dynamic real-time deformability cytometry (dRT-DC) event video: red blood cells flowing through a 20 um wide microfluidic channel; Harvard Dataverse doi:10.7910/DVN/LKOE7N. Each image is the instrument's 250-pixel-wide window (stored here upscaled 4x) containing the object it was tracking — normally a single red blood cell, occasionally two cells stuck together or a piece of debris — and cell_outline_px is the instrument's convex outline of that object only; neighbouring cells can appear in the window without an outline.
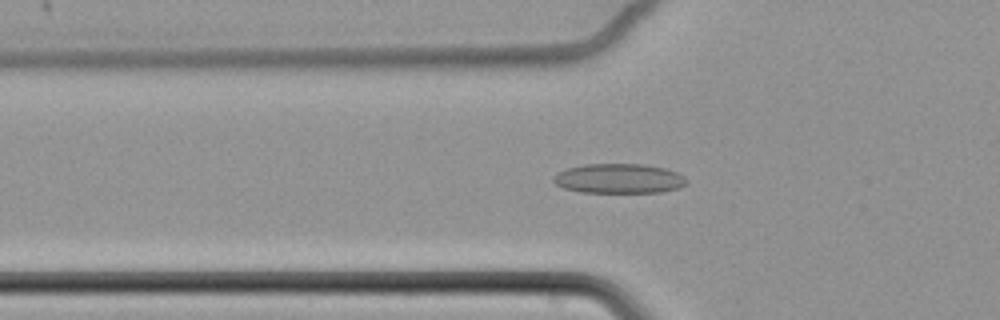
{"species": "common noctule bat (a hibernating species)", "species_latin": "Nyctalus noctula", "temperature_condition": "cold", "stored_images_in_passage": 49, "camera_frame_rate_fps": 3000, "um_per_image_px": 0.085, "animal": {"sex": "female", "body_mass_g": 22.7, "forearm_length_mm": 54.2}, "frame": {"image": 1, "passage_image": 10, "time_ms": 3.0, "image_size_px": [1000, 320], "cell_outline_px": [[688, 184], [680, 188], [660, 192], [580, 192], [564, 188], [556, 184], [552, 180], [552, 176], [568, 168], [584, 164], [644, 164], [664, 168], [676, 172], [684, 176], [688, 180]], "centroid_in_image_um": [52.64, 15.18], "position_along_channel_um": 73.2, "area_um2": 23.06}}
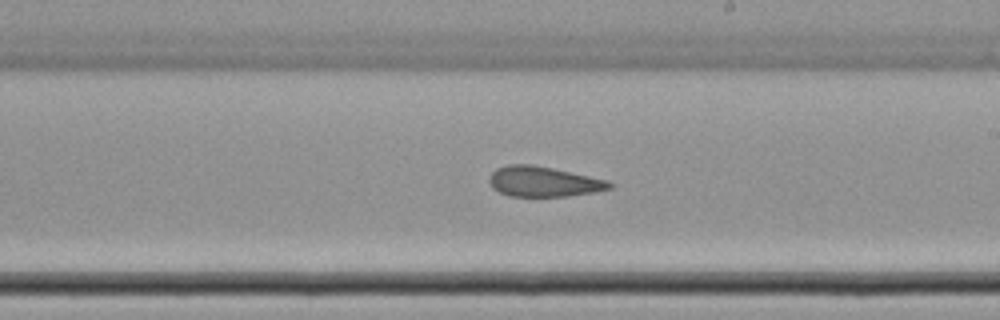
{"frame": {"image": 2, "passage_image": 25, "time_ms": 8.0, "image_size_px": [1000, 320], "cell_outline_px": [[616, 184], [612, 188], [592, 192], [568, 196], [508, 196], [492, 188], [488, 180], [488, 176], [496, 168], [508, 164], [532, 164], [552, 168], [608, 180]], "centroid_in_image_um": [46.18, 15.43], "position_along_channel_um": 242.8, "area_um2": 21.27}}
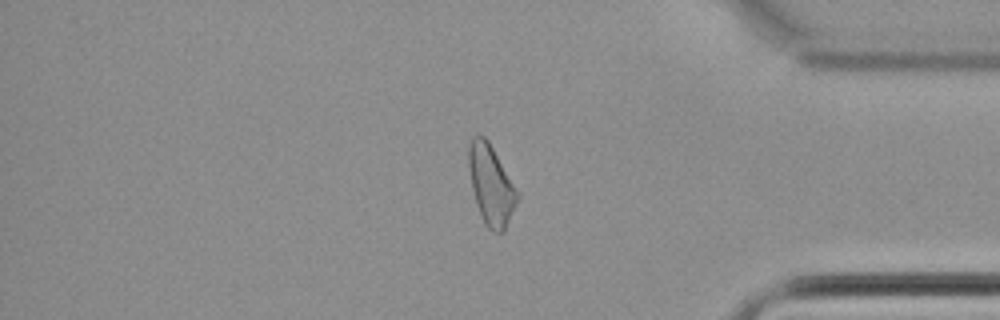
{"frame": {"image": 3, "passage_image": 40, "time_ms": 13.0, "image_size_px": [1000, 320], "cell_outline_px": [[520, 196], [504, 232], [492, 232], [484, 224], [480, 216], [476, 204], [472, 188], [468, 164], [468, 148], [472, 136], [484, 136], [488, 140], [520, 192]], "centroid_in_image_um": [41.75, 15.74], "position_along_channel_um": 393.4, "area_um2": 22.95}, "authors_computed_cell_mechanics": {"area_um2": 22.831, "velocity_mm_per_s": 3.4231, "shape_relaxation_time_tau1_ms": null, "shape_relaxation_time_tau2_ms": 3.466, "deformation_change_tau1": null, "deformation_change_tau2": 0.1071}}